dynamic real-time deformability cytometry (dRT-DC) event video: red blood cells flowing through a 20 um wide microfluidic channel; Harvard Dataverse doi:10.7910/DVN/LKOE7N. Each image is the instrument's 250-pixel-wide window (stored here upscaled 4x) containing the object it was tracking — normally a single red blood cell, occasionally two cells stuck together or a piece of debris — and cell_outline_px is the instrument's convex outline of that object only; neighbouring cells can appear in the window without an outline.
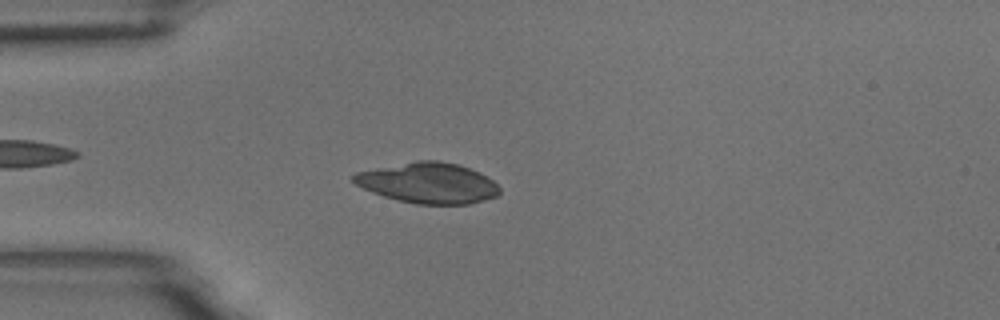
{"species": "common noctule bat (a hibernating species)", "species_latin": "Nyctalus noctula", "temperature_condition": "room temperature", "stored_images_in_passage": 56, "camera_frame_rate_fps": 3000, "um_per_image_px": 0.085, "animal": {"sex": "male", "body_mass_g": 18.8}, "frame": {"image": 1, "passage_image": 15, "time_ms": 4.667, "image_size_px": [1000, 320], "cell_outline_px": [[500, 192], [496, 196], [468, 204], [416, 204], [384, 196], [372, 192], [356, 184], [352, 180], [352, 176], [356, 172], [416, 160], [436, 160], [456, 164], [480, 172], [488, 176], [500, 188]], "centroid_in_image_um": [36.4, 15.55], "position_along_channel_um": 48.6, "area_um2": 34.28}}
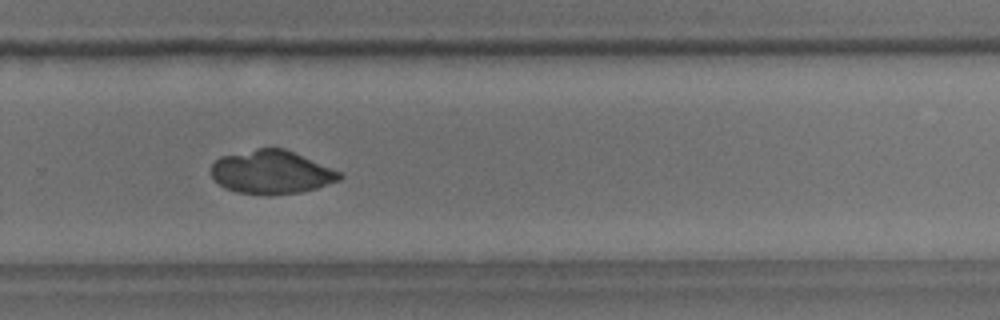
{"frame": {"image": 2, "passage_image": 38, "time_ms": 12.333, "image_size_px": [1000, 320], "cell_outline_px": [[344, 176], [340, 180], [316, 188], [300, 192], [236, 192], [224, 188], [212, 176], [212, 164], [220, 156], [256, 148], [284, 148], [344, 172]], "centroid_in_image_um": [23.12, 14.58], "position_along_channel_um": 306.7, "area_um2": 31.96}}
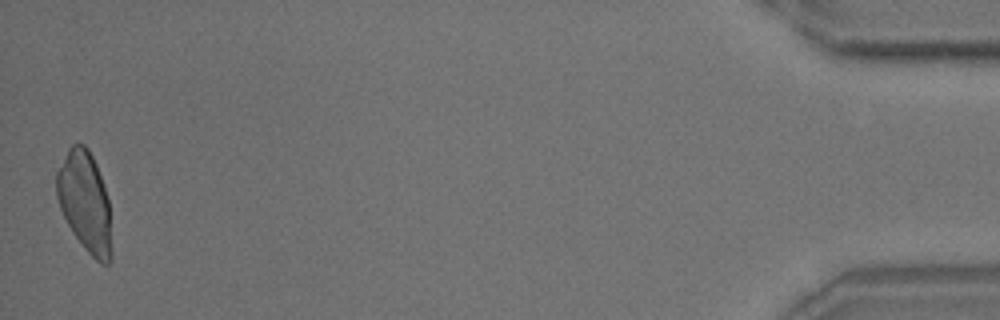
{"frame": {"image": 3, "passage_image": 56, "time_ms": 18.333, "image_size_px": [1000, 320], "cell_outline_px": [[112, 260], [108, 264], [100, 264], [84, 248], [72, 232], [60, 208], [56, 196], [56, 172], [68, 148], [72, 144], [84, 144], [88, 148], [96, 164], [108, 196], [112, 252]], "centroid_in_image_um": [7.23, 17.17], "position_along_channel_um": 428.0, "area_um2": 32.25}}